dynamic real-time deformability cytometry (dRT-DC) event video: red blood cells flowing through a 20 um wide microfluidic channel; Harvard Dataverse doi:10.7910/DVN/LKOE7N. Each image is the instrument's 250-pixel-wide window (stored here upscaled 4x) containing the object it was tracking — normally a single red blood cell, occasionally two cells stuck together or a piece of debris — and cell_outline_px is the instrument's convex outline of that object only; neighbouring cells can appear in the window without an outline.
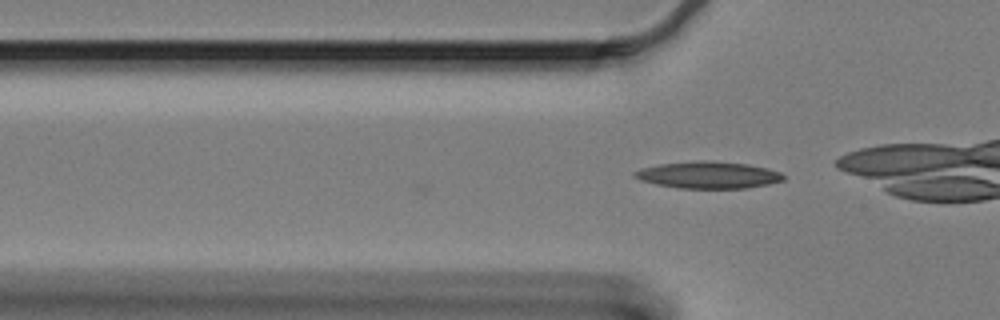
{"species": "Egyptian fruit bat (a non-hibernating species)", "species_latin": "Rousettus aegyptiacus", "temperature_condition": "cold", "stored_images_in_passage": 2, "camera_frame_rate_fps": 3000, "um_per_image_px": 0.085, "animal": {"sex": "female"}, "frame": {"image": 1, "passage_image": 2, "time_ms": 0.333, "image_size_px": [1000, 320], "cell_outline_px": [[784, 180], [768, 184], [748, 188], [680, 188], [656, 184], [640, 180], [632, 176], [632, 172], [640, 168], [660, 164], [700, 160], [704, 160], [748, 164], [768, 168], [780, 172], [784, 176]], "centroid_in_image_um": [60.18, 14.87], "position_along_channel_um": 65.6, "area_um2": 23.35}}